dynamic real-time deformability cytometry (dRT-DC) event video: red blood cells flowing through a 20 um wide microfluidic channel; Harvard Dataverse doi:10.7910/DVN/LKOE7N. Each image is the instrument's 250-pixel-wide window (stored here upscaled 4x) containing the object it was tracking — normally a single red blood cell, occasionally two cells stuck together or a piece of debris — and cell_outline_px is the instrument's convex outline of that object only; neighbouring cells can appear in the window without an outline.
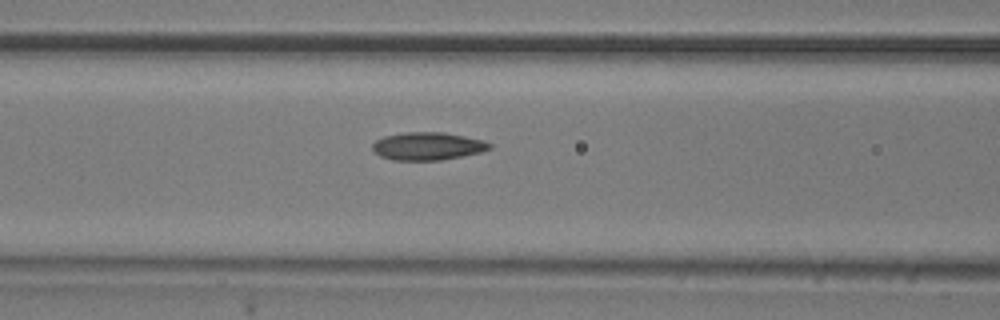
{"species": "common noctule bat (a hibernating species)", "species_latin": "Nyctalus noctula", "temperature_condition": "room temperature", "stored_images_in_passage": 18, "camera_frame_rate_fps": 3000, "um_per_image_px": 0.085, "animal": {"sex": "male", "body_mass_g": 20.5, "forearm_length_mm": 52.5}, "frame": {"image": 1, "passage_image": 13, "time_ms": 4.0, "image_size_px": [1000, 320], "cell_outline_px": [[492, 148], [480, 152], [440, 160], [392, 160], [380, 156], [372, 148], [372, 144], [376, 140], [384, 136], [404, 132], [444, 132], [484, 140], [492, 144]], "centroid_in_image_um": [36.35, 12.41], "position_along_channel_um": 130.3, "area_um2": 18.96}}